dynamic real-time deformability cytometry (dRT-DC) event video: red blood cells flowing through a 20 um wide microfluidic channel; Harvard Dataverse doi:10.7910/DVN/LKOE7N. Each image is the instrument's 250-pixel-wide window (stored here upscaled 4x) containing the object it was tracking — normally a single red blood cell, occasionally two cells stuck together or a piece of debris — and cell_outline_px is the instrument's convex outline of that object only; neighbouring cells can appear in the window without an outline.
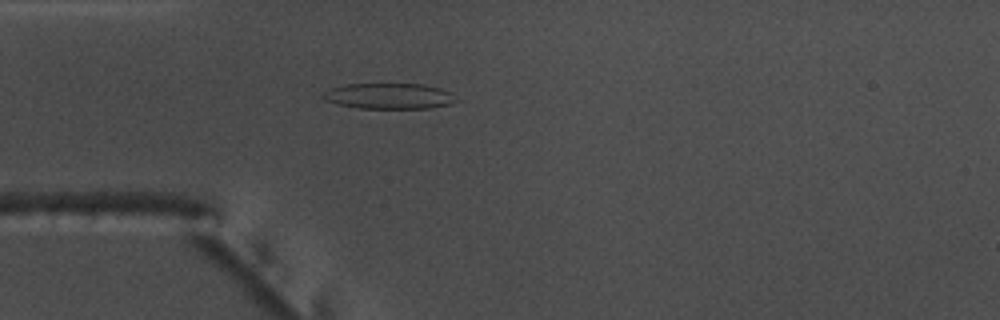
{"species": "common noctule bat (a hibernating species)", "species_latin": "Nyctalus noctula", "temperature_condition": "warm", "stored_images_in_passage": 54, "camera_frame_rate_fps": 3000, "um_per_image_px": 0.085, "animal": {"sex": "male", "body_mass_g": 17.5, "forearm_length_mm": 52.3}, "frame": {"image": 1, "passage_image": 15, "time_ms": 4.667, "image_size_px": [1000, 320], "cell_outline_px": [[460, 100], [452, 104], [428, 108], [356, 108], [336, 104], [324, 100], [320, 96], [324, 92], [332, 88], [348, 84], [424, 84], [440, 88], [452, 92]], "centroid_in_image_um": [33.11, 8.17], "position_along_channel_um": 51.9, "area_um2": 20.17}}
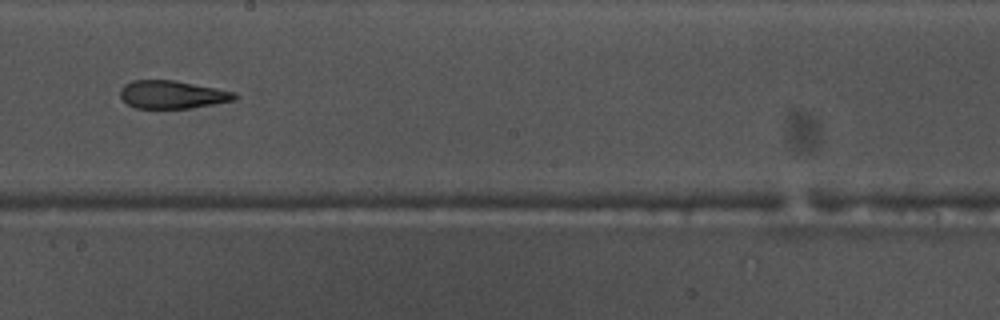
{"frame": {"image": 2, "passage_image": 30, "time_ms": 9.667, "image_size_px": [1000, 320], "cell_outline_px": [[236, 100], [192, 108], [136, 108], [128, 104], [120, 96], [120, 88], [124, 84], [132, 80], [176, 80], [236, 92]], "centroid_in_image_um": [14.64, 8.03], "position_along_channel_um": 233.6, "area_um2": 18.73}}
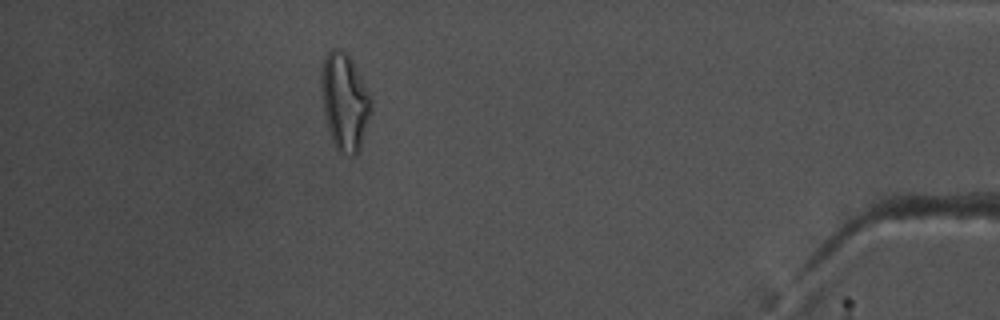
{"frame": {"image": 3, "passage_image": 48, "time_ms": 15.667, "image_size_px": [1000, 320], "cell_outline_px": [[372, 112], [360, 148], [356, 156], [348, 156], [340, 152], [336, 148], [332, 140], [328, 128], [324, 112], [320, 84], [320, 76], [324, 56], [332, 48], [340, 48], [352, 60], [372, 96]], "centroid_in_image_um": [29.31, 8.65], "position_along_channel_um": 405.9, "area_um2": 28.61}, "authors_computed_cell_mechanics": {"area_um2": 21.2126, "velocity_mm_per_s": 3.7731, "shape_relaxation_time_tau1_ms": null, "shape_relaxation_time_tau2_ms": 3.1819, "deformation_change_tau1": null, "deformation_change_tau2": 0.1329}}